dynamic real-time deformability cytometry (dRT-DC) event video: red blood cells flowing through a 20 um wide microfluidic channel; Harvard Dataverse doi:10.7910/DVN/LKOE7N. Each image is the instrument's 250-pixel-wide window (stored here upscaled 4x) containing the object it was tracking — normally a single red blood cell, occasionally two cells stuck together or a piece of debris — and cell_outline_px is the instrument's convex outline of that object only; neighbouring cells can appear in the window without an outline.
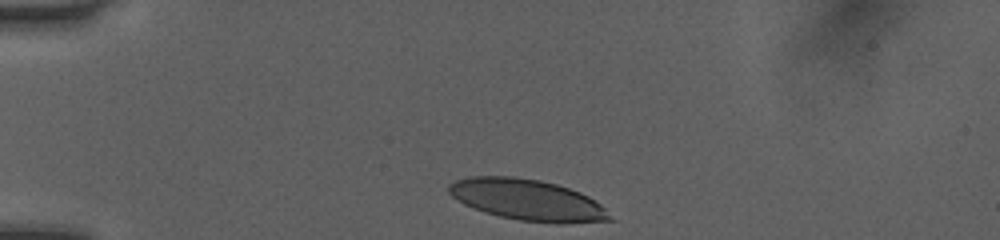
{"species": "human", "species_latin": "Homo sapiens", "temperature_condition": "room temperature", "stored_images_in_passage": 25, "camera_frame_rate_fps": 3000, "um_per_image_px": 0.085, "donor": {"sex": "female"}, "frame": {"image": 1, "passage_image": 1, "time_ms": 0.0, "image_size_px": [1000, 240], "cell_outline_px": [[616, 220], [564, 224], [560, 224], [520, 220], [500, 216], [484, 212], [464, 204], [452, 196], [448, 192], [448, 184], [456, 180], [468, 176], [512, 176], [540, 180], [556, 184], [580, 192], [588, 196], [600, 204]], "centroid_in_image_um": [44.84, 16.99], "position_along_channel_um": 40.2, "area_um2": 38.67}}
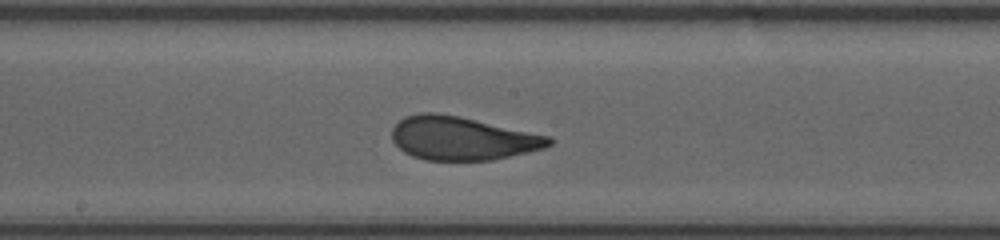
{"frame": {"image": 2, "passage_image": 14, "time_ms": 4.333, "image_size_px": [1000, 240], "cell_outline_px": [[556, 140], [552, 144], [544, 148], [528, 152], [492, 160], [424, 160], [412, 156], [404, 152], [392, 140], [392, 128], [404, 116], [420, 112], [436, 112], [460, 116], [552, 136]], "centroid_in_image_um": [39.31, 11.75], "position_along_channel_um": 208.9, "area_um2": 40.11}}
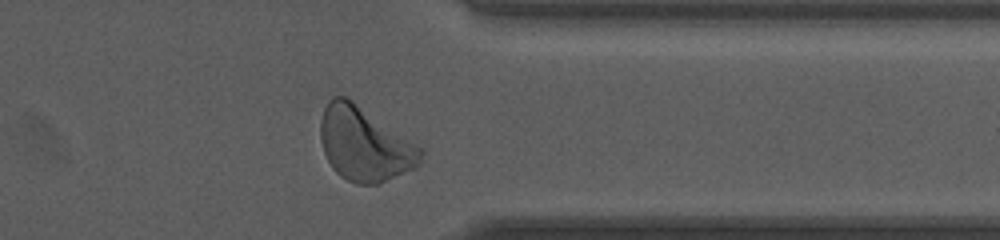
{"frame": {"image": 3, "passage_image": 24, "time_ms": 7.667, "image_size_px": [1000, 240], "cell_outline_px": [[424, 152], [420, 164], [416, 168], [376, 184], [356, 184], [340, 176], [332, 168], [324, 152], [320, 140], [320, 124], [324, 108], [328, 100], [332, 96], [344, 96], [352, 100], [424, 148]], "centroid_in_image_um": [31.0, 12.24], "position_along_channel_um": 380.4, "area_um2": 43.35}}